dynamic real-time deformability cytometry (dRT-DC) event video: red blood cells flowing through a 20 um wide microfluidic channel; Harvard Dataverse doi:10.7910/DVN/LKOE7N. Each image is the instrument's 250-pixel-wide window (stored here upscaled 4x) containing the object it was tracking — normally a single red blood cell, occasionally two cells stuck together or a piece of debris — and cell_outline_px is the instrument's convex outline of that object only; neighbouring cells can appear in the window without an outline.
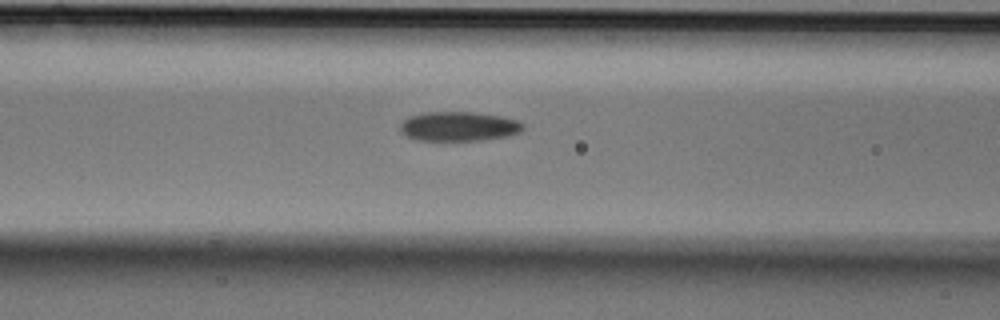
{"species": "Egyptian fruit bat (a non-hibernating species)", "species_latin": "Rousettus aegyptiacus", "temperature_condition": "cold", "stored_images_in_passage": 17, "camera_frame_rate_fps": 3000, "um_per_image_px": 0.085, "animal": {"sex": "male"}, "frame": {"image": 1, "passage_image": 15, "time_ms": 4.667, "image_size_px": [1000, 320], "cell_outline_px": [[524, 128], [520, 132], [508, 136], [476, 140], [420, 140], [408, 136], [400, 128], [400, 124], [408, 116], [424, 112], [476, 112], [500, 116], [516, 120], [524, 124]], "centroid_in_image_um": [39.01, 10.73], "position_along_channel_um": 127.6, "area_um2": 20.87}}